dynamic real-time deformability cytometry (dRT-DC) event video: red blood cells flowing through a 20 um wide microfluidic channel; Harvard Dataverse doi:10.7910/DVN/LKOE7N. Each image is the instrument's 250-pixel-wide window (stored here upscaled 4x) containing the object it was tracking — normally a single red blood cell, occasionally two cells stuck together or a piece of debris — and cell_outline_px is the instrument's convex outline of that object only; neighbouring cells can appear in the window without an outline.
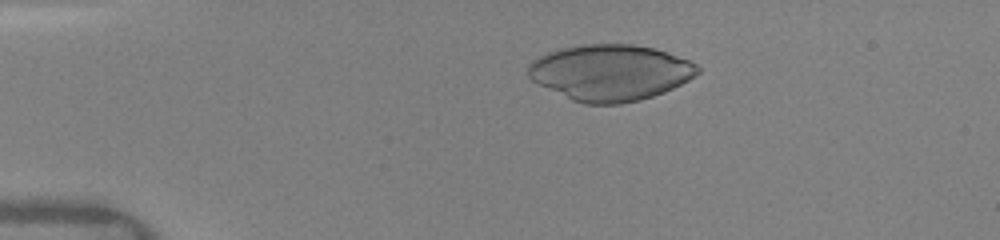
{"species": "human", "species_latin": "Homo sapiens", "temperature_condition": "warm", "stored_images_in_passage": 63, "camera_frame_rate_fps": 3000, "um_per_image_px": 0.085, "donor": {"sex": "female"}, "frame": {"image": 1, "passage_image": 21, "time_ms": 3.0, "image_size_px": [1000, 240], "cell_outline_px": [[700, 72], [688, 80], [664, 92], [640, 100], [620, 104], [584, 104], [572, 100], [532, 80], [528, 76], [528, 64], [532, 60], [548, 52], [560, 48], [584, 44], [632, 44], [652, 48], [668, 52], [688, 60], [696, 64], [700, 68]], "centroid_in_image_um": [51.87, 6.16], "position_along_channel_um": 33.1, "area_um2": 55.2}}